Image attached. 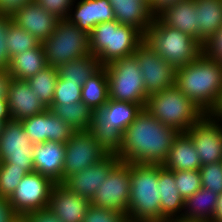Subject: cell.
Wrapping results in <instances>:
<instances>
[{
	"label": "cell",
	"instance_id": "cell-51",
	"mask_svg": "<svg viewBox=\"0 0 222 222\" xmlns=\"http://www.w3.org/2000/svg\"><path fill=\"white\" fill-rule=\"evenodd\" d=\"M166 222H206V221H200V220H187L185 218L179 217V218H172L170 220H167Z\"/></svg>",
	"mask_w": 222,
	"mask_h": 222
},
{
	"label": "cell",
	"instance_id": "cell-38",
	"mask_svg": "<svg viewBox=\"0 0 222 222\" xmlns=\"http://www.w3.org/2000/svg\"><path fill=\"white\" fill-rule=\"evenodd\" d=\"M202 187L216 193H222V161L202 165L199 169Z\"/></svg>",
	"mask_w": 222,
	"mask_h": 222
},
{
	"label": "cell",
	"instance_id": "cell-12",
	"mask_svg": "<svg viewBox=\"0 0 222 222\" xmlns=\"http://www.w3.org/2000/svg\"><path fill=\"white\" fill-rule=\"evenodd\" d=\"M91 205L128 214L131 191L130 163L120 161L102 182Z\"/></svg>",
	"mask_w": 222,
	"mask_h": 222
},
{
	"label": "cell",
	"instance_id": "cell-13",
	"mask_svg": "<svg viewBox=\"0 0 222 222\" xmlns=\"http://www.w3.org/2000/svg\"><path fill=\"white\" fill-rule=\"evenodd\" d=\"M107 155L89 130L75 131L65 143L63 181L67 177L100 162Z\"/></svg>",
	"mask_w": 222,
	"mask_h": 222
},
{
	"label": "cell",
	"instance_id": "cell-40",
	"mask_svg": "<svg viewBox=\"0 0 222 222\" xmlns=\"http://www.w3.org/2000/svg\"><path fill=\"white\" fill-rule=\"evenodd\" d=\"M47 12L55 15L58 19H66L69 13H72L76 0H34ZM70 11V12H69Z\"/></svg>",
	"mask_w": 222,
	"mask_h": 222
},
{
	"label": "cell",
	"instance_id": "cell-36",
	"mask_svg": "<svg viewBox=\"0 0 222 222\" xmlns=\"http://www.w3.org/2000/svg\"><path fill=\"white\" fill-rule=\"evenodd\" d=\"M176 188L184 200L202 188L199 170L173 171Z\"/></svg>",
	"mask_w": 222,
	"mask_h": 222
},
{
	"label": "cell",
	"instance_id": "cell-31",
	"mask_svg": "<svg viewBox=\"0 0 222 222\" xmlns=\"http://www.w3.org/2000/svg\"><path fill=\"white\" fill-rule=\"evenodd\" d=\"M109 99L108 77L102 66L82 86L81 101L91 110L104 106Z\"/></svg>",
	"mask_w": 222,
	"mask_h": 222
},
{
	"label": "cell",
	"instance_id": "cell-53",
	"mask_svg": "<svg viewBox=\"0 0 222 222\" xmlns=\"http://www.w3.org/2000/svg\"><path fill=\"white\" fill-rule=\"evenodd\" d=\"M2 127H3V123L0 122V134H1V132H2Z\"/></svg>",
	"mask_w": 222,
	"mask_h": 222
},
{
	"label": "cell",
	"instance_id": "cell-48",
	"mask_svg": "<svg viewBox=\"0 0 222 222\" xmlns=\"http://www.w3.org/2000/svg\"><path fill=\"white\" fill-rule=\"evenodd\" d=\"M9 120H11V116L8 109V101L0 100V122L5 124Z\"/></svg>",
	"mask_w": 222,
	"mask_h": 222
},
{
	"label": "cell",
	"instance_id": "cell-24",
	"mask_svg": "<svg viewBox=\"0 0 222 222\" xmlns=\"http://www.w3.org/2000/svg\"><path fill=\"white\" fill-rule=\"evenodd\" d=\"M164 25L176 28L199 42L195 0H184L165 8L156 16Z\"/></svg>",
	"mask_w": 222,
	"mask_h": 222
},
{
	"label": "cell",
	"instance_id": "cell-45",
	"mask_svg": "<svg viewBox=\"0 0 222 222\" xmlns=\"http://www.w3.org/2000/svg\"><path fill=\"white\" fill-rule=\"evenodd\" d=\"M17 217L13 214L8 198L0 197V222H14Z\"/></svg>",
	"mask_w": 222,
	"mask_h": 222
},
{
	"label": "cell",
	"instance_id": "cell-18",
	"mask_svg": "<svg viewBox=\"0 0 222 222\" xmlns=\"http://www.w3.org/2000/svg\"><path fill=\"white\" fill-rule=\"evenodd\" d=\"M12 22L43 43L54 31L59 19L35 1L25 4L12 15Z\"/></svg>",
	"mask_w": 222,
	"mask_h": 222
},
{
	"label": "cell",
	"instance_id": "cell-16",
	"mask_svg": "<svg viewBox=\"0 0 222 222\" xmlns=\"http://www.w3.org/2000/svg\"><path fill=\"white\" fill-rule=\"evenodd\" d=\"M33 144L54 141L66 143L74 130L50 109L21 121Z\"/></svg>",
	"mask_w": 222,
	"mask_h": 222
},
{
	"label": "cell",
	"instance_id": "cell-17",
	"mask_svg": "<svg viewBox=\"0 0 222 222\" xmlns=\"http://www.w3.org/2000/svg\"><path fill=\"white\" fill-rule=\"evenodd\" d=\"M119 162L117 155L108 154L100 162L67 177L61 184L69 191L91 201L102 182Z\"/></svg>",
	"mask_w": 222,
	"mask_h": 222
},
{
	"label": "cell",
	"instance_id": "cell-39",
	"mask_svg": "<svg viewBox=\"0 0 222 222\" xmlns=\"http://www.w3.org/2000/svg\"><path fill=\"white\" fill-rule=\"evenodd\" d=\"M127 215L105 208L90 206L82 222H126Z\"/></svg>",
	"mask_w": 222,
	"mask_h": 222
},
{
	"label": "cell",
	"instance_id": "cell-27",
	"mask_svg": "<svg viewBox=\"0 0 222 222\" xmlns=\"http://www.w3.org/2000/svg\"><path fill=\"white\" fill-rule=\"evenodd\" d=\"M199 43L203 46L222 27V0H195Z\"/></svg>",
	"mask_w": 222,
	"mask_h": 222
},
{
	"label": "cell",
	"instance_id": "cell-1",
	"mask_svg": "<svg viewBox=\"0 0 222 222\" xmlns=\"http://www.w3.org/2000/svg\"><path fill=\"white\" fill-rule=\"evenodd\" d=\"M178 134L142 108L122 134V146L117 157L130 164L163 165Z\"/></svg>",
	"mask_w": 222,
	"mask_h": 222
},
{
	"label": "cell",
	"instance_id": "cell-35",
	"mask_svg": "<svg viewBox=\"0 0 222 222\" xmlns=\"http://www.w3.org/2000/svg\"><path fill=\"white\" fill-rule=\"evenodd\" d=\"M27 173L9 163H0V197L9 198Z\"/></svg>",
	"mask_w": 222,
	"mask_h": 222
},
{
	"label": "cell",
	"instance_id": "cell-37",
	"mask_svg": "<svg viewBox=\"0 0 222 222\" xmlns=\"http://www.w3.org/2000/svg\"><path fill=\"white\" fill-rule=\"evenodd\" d=\"M82 87L77 82H64L59 76L52 105L72 104L81 101Z\"/></svg>",
	"mask_w": 222,
	"mask_h": 222
},
{
	"label": "cell",
	"instance_id": "cell-42",
	"mask_svg": "<svg viewBox=\"0 0 222 222\" xmlns=\"http://www.w3.org/2000/svg\"><path fill=\"white\" fill-rule=\"evenodd\" d=\"M202 49L209 59L222 63V27L205 42Z\"/></svg>",
	"mask_w": 222,
	"mask_h": 222
},
{
	"label": "cell",
	"instance_id": "cell-2",
	"mask_svg": "<svg viewBox=\"0 0 222 222\" xmlns=\"http://www.w3.org/2000/svg\"><path fill=\"white\" fill-rule=\"evenodd\" d=\"M175 85L209 114L222 92V63L209 59L202 52L191 63L176 69Z\"/></svg>",
	"mask_w": 222,
	"mask_h": 222
},
{
	"label": "cell",
	"instance_id": "cell-10",
	"mask_svg": "<svg viewBox=\"0 0 222 222\" xmlns=\"http://www.w3.org/2000/svg\"><path fill=\"white\" fill-rule=\"evenodd\" d=\"M55 184L51 178L38 172L26 174L8 198L13 214L23 218L29 213L48 209Z\"/></svg>",
	"mask_w": 222,
	"mask_h": 222
},
{
	"label": "cell",
	"instance_id": "cell-14",
	"mask_svg": "<svg viewBox=\"0 0 222 222\" xmlns=\"http://www.w3.org/2000/svg\"><path fill=\"white\" fill-rule=\"evenodd\" d=\"M142 71L145 91L154 94L175 85L176 68L143 42L134 52Z\"/></svg>",
	"mask_w": 222,
	"mask_h": 222
},
{
	"label": "cell",
	"instance_id": "cell-9",
	"mask_svg": "<svg viewBox=\"0 0 222 222\" xmlns=\"http://www.w3.org/2000/svg\"><path fill=\"white\" fill-rule=\"evenodd\" d=\"M42 45L47 65L56 68L90 54L88 34L68 19H59L55 31Z\"/></svg>",
	"mask_w": 222,
	"mask_h": 222
},
{
	"label": "cell",
	"instance_id": "cell-32",
	"mask_svg": "<svg viewBox=\"0 0 222 222\" xmlns=\"http://www.w3.org/2000/svg\"><path fill=\"white\" fill-rule=\"evenodd\" d=\"M50 110L74 131H86L91 127L92 110L82 101L69 105H51Z\"/></svg>",
	"mask_w": 222,
	"mask_h": 222
},
{
	"label": "cell",
	"instance_id": "cell-19",
	"mask_svg": "<svg viewBox=\"0 0 222 222\" xmlns=\"http://www.w3.org/2000/svg\"><path fill=\"white\" fill-rule=\"evenodd\" d=\"M91 202L78 193L56 183L50 195L48 209L60 222H82Z\"/></svg>",
	"mask_w": 222,
	"mask_h": 222
},
{
	"label": "cell",
	"instance_id": "cell-15",
	"mask_svg": "<svg viewBox=\"0 0 222 222\" xmlns=\"http://www.w3.org/2000/svg\"><path fill=\"white\" fill-rule=\"evenodd\" d=\"M198 152L201 165L222 161V125L205 114L185 132Z\"/></svg>",
	"mask_w": 222,
	"mask_h": 222
},
{
	"label": "cell",
	"instance_id": "cell-22",
	"mask_svg": "<svg viewBox=\"0 0 222 222\" xmlns=\"http://www.w3.org/2000/svg\"><path fill=\"white\" fill-rule=\"evenodd\" d=\"M76 4L74 15L69 13L66 19L87 34L97 24L115 20L109 0H80Z\"/></svg>",
	"mask_w": 222,
	"mask_h": 222
},
{
	"label": "cell",
	"instance_id": "cell-23",
	"mask_svg": "<svg viewBox=\"0 0 222 222\" xmlns=\"http://www.w3.org/2000/svg\"><path fill=\"white\" fill-rule=\"evenodd\" d=\"M119 24L137 28L143 35L152 25V14L148 0H109Z\"/></svg>",
	"mask_w": 222,
	"mask_h": 222
},
{
	"label": "cell",
	"instance_id": "cell-46",
	"mask_svg": "<svg viewBox=\"0 0 222 222\" xmlns=\"http://www.w3.org/2000/svg\"><path fill=\"white\" fill-rule=\"evenodd\" d=\"M182 1L184 0H150L149 3L152 14L156 17L165 8Z\"/></svg>",
	"mask_w": 222,
	"mask_h": 222
},
{
	"label": "cell",
	"instance_id": "cell-34",
	"mask_svg": "<svg viewBox=\"0 0 222 222\" xmlns=\"http://www.w3.org/2000/svg\"><path fill=\"white\" fill-rule=\"evenodd\" d=\"M10 58L37 47L40 42L29 32L11 22L7 29L6 41Z\"/></svg>",
	"mask_w": 222,
	"mask_h": 222
},
{
	"label": "cell",
	"instance_id": "cell-4",
	"mask_svg": "<svg viewBox=\"0 0 222 222\" xmlns=\"http://www.w3.org/2000/svg\"><path fill=\"white\" fill-rule=\"evenodd\" d=\"M142 108L140 104L108 99L104 106L92 110L89 131L107 154L120 152L122 134Z\"/></svg>",
	"mask_w": 222,
	"mask_h": 222
},
{
	"label": "cell",
	"instance_id": "cell-43",
	"mask_svg": "<svg viewBox=\"0 0 222 222\" xmlns=\"http://www.w3.org/2000/svg\"><path fill=\"white\" fill-rule=\"evenodd\" d=\"M23 219L26 222H60L49 209L29 213Z\"/></svg>",
	"mask_w": 222,
	"mask_h": 222
},
{
	"label": "cell",
	"instance_id": "cell-5",
	"mask_svg": "<svg viewBox=\"0 0 222 222\" xmlns=\"http://www.w3.org/2000/svg\"><path fill=\"white\" fill-rule=\"evenodd\" d=\"M88 36L90 53L102 66L133 55L144 42V35L137 28L116 20L97 24Z\"/></svg>",
	"mask_w": 222,
	"mask_h": 222
},
{
	"label": "cell",
	"instance_id": "cell-50",
	"mask_svg": "<svg viewBox=\"0 0 222 222\" xmlns=\"http://www.w3.org/2000/svg\"><path fill=\"white\" fill-rule=\"evenodd\" d=\"M209 114L218 122H222L221 121L222 120V92H221L217 105Z\"/></svg>",
	"mask_w": 222,
	"mask_h": 222
},
{
	"label": "cell",
	"instance_id": "cell-20",
	"mask_svg": "<svg viewBox=\"0 0 222 222\" xmlns=\"http://www.w3.org/2000/svg\"><path fill=\"white\" fill-rule=\"evenodd\" d=\"M7 101L11 119L16 121H22L47 109L41 100L33 94L26 80L11 78L8 85Z\"/></svg>",
	"mask_w": 222,
	"mask_h": 222
},
{
	"label": "cell",
	"instance_id": "cell-26",
	"mask_svg": "<svg viewBox=\"0 0 222 222\" xmlns=\"http://www.w3.org/2000/svg\"><path fill=\"white\" fill-rule=\"evenodd\" d=\"M158 188L161 196V217L165 221L179 218L180 212L184 210L185 200L176 188L174 172L161 164H159Z\"/></svg>",
	"mask_w": 222,
	"mask_h": 222
},
{
	"label": "cell",
	"instance_id": "cell-30",
	"mask_svg": "<svg viewBox=\"0 0 222 222\" xmlns=\"http://www.w3.org/2000/svg\"><path fill=\"white\" fill-rule=\"evenodd\" d=\"M102 65L91 53L81 58L69 61L58 69V76L64 82H77L81 87Z\"/></svg>",
	"mask_w": 222,
	"mask_h": 222
},
{
	"label": "cell",
	"instance_id": "cell-8",
	"mask_svg": "<svg viewBox=\"0 0 222 222\" xmlns=\"http://www.w3.org/2000/svg\"><path fill=\"white\" fill-rule=\"evenodd\" d=\"M109 99L140 104L145 108L148 94L145 91L142 71L135 55L119 58L106 64Z\"/></svg>",
	"mask_w": 222,
	"mask_h": 222
},
{
	"label": "cell",
	"instance_id": "cell-25",
	"mask_svg": "<svg viewBox=\"0 0 222 222\" xmlns=\"http://www.w3.org/2000/svg\"><path fill=\"white\" fill-rule=\"evenodd\" d=\"M163 166L172 171L199 170L201 161L191 138L179 133L172 142L169 155Z\"/></svg>",
	"mask_w": 222,
	"mask_h": 222
},
{
	"label": "cell",
	"instance_id": "cell-28",
	"mask_svg": "<svg viewBox=\"0 0 222 222\" xmlns=\"http://www.w3.org/2000/svg\"><path fill=\"white\" fill-rule=\"evenodd\" d=\"M46 66L44 47L40 43L35 48L12 56L7 70L11 78L27 80Z\"/></svg>",
	"mask_w": 222,
	"mask_h": 222
},
{
	"label": "cell",
	"instance_id": "cell-6",
	"mask_svg": "<svg viewBox=\"0 0 222 222\" xmlns=\"http://www.w3.org/2000/svg\"><path fill=\"white\" fill-rule=\"evenodd\" d=\"M145 109L168 127L185 133L206 113L176 86L150 94Z\"/></svg>",
	"mask_w": 222,
	"mask_h": 222
},
{
	"label": "cell",
	"instance_id": "cell-29",
	"mask_svg": "<svg viewBox=\"0 0 222 222\" xmlns=\"http://www.w3.org/2000/svg\"><path fill=\"white\" fill-rule=\"evenodd\" d=\"M217 196L216 193L202 187L185 200L184 212L180 214V217L187 220L211 222L215 212Z\"/></svg>",
	"mask_w": 222,
	"mask_h": 222
},
{
	"label": "cell",
	"instance_id": "cell-47",
	"mask_svg": "<svg viewBox=\"0 0 222 222\" xmlns=\"http://www.w3.org/2000/svg\"><path fill=\"white\" fill-rule=\"evenodd\" d=\"M11 80L9 71L0 70V100H7L8 85Z\"/></svg>",
	"mask_w": 222,
	"mask_h": 222
},
{
	"label": "cell",
	"instance_id": "cell-11",
	"mask_svg": "<svg viewBox=\"0 0 222 222\" xmlns=\"http://www.w3.org/2000/svg\"><path fill=\"white\" fill-rule=\"evenodd\" d=\"M34 144L21 121L9 120L3 124L0 134V163H9L27 174L34 172Z\"/></svg>",
	"mask_w": 222,
	"mask_h": 222
},
{
	"label": "cell",
	"instance_id": "cell-7",
	"mask_svg": "<svg viewBox=\"0 0 222 222\" xmlns=\"http://www.w3.org/2000/svg\"><path fill=\"white\" fill-rule=\"evenodd\" d=\"M144 42L176 69L191 63L203 52L197 40L164 25L157 17L144 34Z\"/></svg>",
	"mask_w": 222,
	"mask_h": 222
},
{
	"label": "cell",
	"instance_id": "cell-41",
	"mask_svg": "<svg viewBox=\"0 0 222 222\" xmlns=\"http://www.w3.org/2000/svg\"><path fill=\"white\" fill-rule=\"evenodd\" d=\"M12 22L11 15L0 14V70L8 69L10 56L5 43L9 24Z\"/></svg>",
	"mask_w": 222,
	"mask_h": 222
},
{
	"label": "cell",
	"instance_id": "cell-33",
	"mask_svg": "<svg viewBox=\"0 0 222 222\" xmlns=\"http://www.w3.org/2000/svg\"><path fill=\"white\" fill-rule=\"evenodd\" d=\"M57 79L58 69L56 67L46 66L43 70L26 80L33 94L41 100L47 109L51 108Z\"/></svg>",
	"mask_w": 222,
	"mask_h": 222
},
{
	"label": "cell",
	"instance_id": "cell-49",
	"mask_svg": "<svg viewBox=\"0 0 222 222\" xmlns=\"http://www.w3.org/2000/svg\"><path fill=\"white\" fill-rule=\"evenodd\" d=\"M211 222H222V193L217 196L215 212Z\"/></svg>",
	"mask_w": 222,
	"mask_h": 222
},
{
	"label": "cell",
	"instance_id": "cell-21",
	"mask_svg": "<svg viewBox=\"0 0 222 222\" xmlns=\"http://www.w3.org/2000/svg\"><path fill=\"white\" fill-rule=\"evenodd\" d=\"M65 161V144L46 141L34 144V171L48 176L55 183L63 182V167Z\"/></svg>",
	"mask_w": 222,
	"mask_h": 222
},
{
	"label": "cell",
	"instance_id": "cell-52",
	"mask_svg": "<svg viewBox=\"0 0 222 222\" xmlns=\"http://www.w3.org/2000/svg\"><path fill=\"white\" fill-rule=\"evenodd\" d=\"M14 222H26L23 218H17Z\"/></svg>",
	"mask_w": 222,
	"mask_h": 222
},
{
	"label": "cell",
	"instance_id": "cell-3",
	"mask_svg": "<svg viewBox=\"0 0 222 222\" xmlns=\"http://www.w3.org/2000/svg\"><path fill=\"white\" fill-rule=\"evenodd\" d=\"M159 164H130L131 191L127 220L166 222L161 217Z\"/></svg>",
	"mask_w": 222,
	"mask_h": 222
},
{
	"label": "cell",
	"instance_id": "cell-44",
	"mask_svg": "<svg viewBox=\"0 0 222 222\" xmlns=\"http://www.w3.org/2000/svg\"><path fill=\"white\" fill-rule=\"evenodd\" d=\"M34 0H0V14L12 15L17 9Z\"/></svg>",
	"mask_w": 222,
	"mask_h": 222
}]
</instances>
